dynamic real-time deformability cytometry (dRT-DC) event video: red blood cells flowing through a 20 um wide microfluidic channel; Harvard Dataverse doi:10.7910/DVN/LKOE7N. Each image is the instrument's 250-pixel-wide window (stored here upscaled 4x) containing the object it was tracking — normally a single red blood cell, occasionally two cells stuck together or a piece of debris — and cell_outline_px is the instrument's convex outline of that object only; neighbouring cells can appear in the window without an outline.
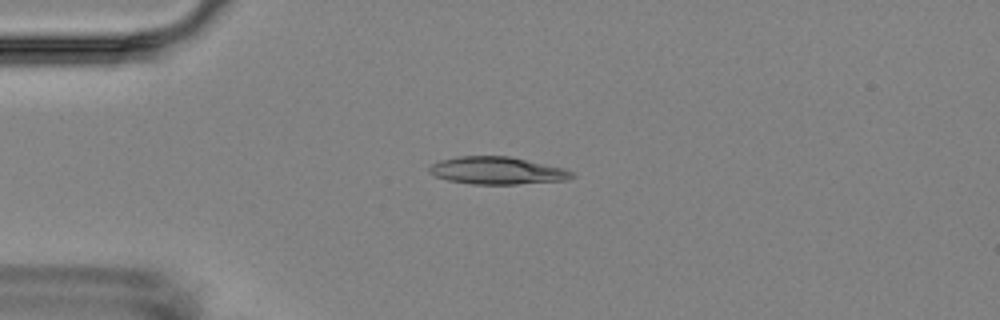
{"species": "Egyptian fruit bat (a non-hibernating species)", "species_latin": "Rousettus aegyptiacus", "temperature_condition": "room temperature", "stored_images_in_passage": 3, "camera_frame_rate_fps": 3000, "um_per_image_px": 0.085, "animal": {"sex": "female"}, "frame": {"image": 1, "passage_image": 1, "time_ms": 0.0, "image_size_px": [1000, 320], "cell_outline_px": [[576, 176], [568, 180], [516, 184], [472, 184], [448, 180], [436, 176], [428, 172], [428, 164], [440, 160], [456, 156], [508, 156], [564, 168], [572, 172]], "centroid_in_image_um": [42.22, 14.5], "position_along_channel_um": 42.8, "area_um2": 22.89}}